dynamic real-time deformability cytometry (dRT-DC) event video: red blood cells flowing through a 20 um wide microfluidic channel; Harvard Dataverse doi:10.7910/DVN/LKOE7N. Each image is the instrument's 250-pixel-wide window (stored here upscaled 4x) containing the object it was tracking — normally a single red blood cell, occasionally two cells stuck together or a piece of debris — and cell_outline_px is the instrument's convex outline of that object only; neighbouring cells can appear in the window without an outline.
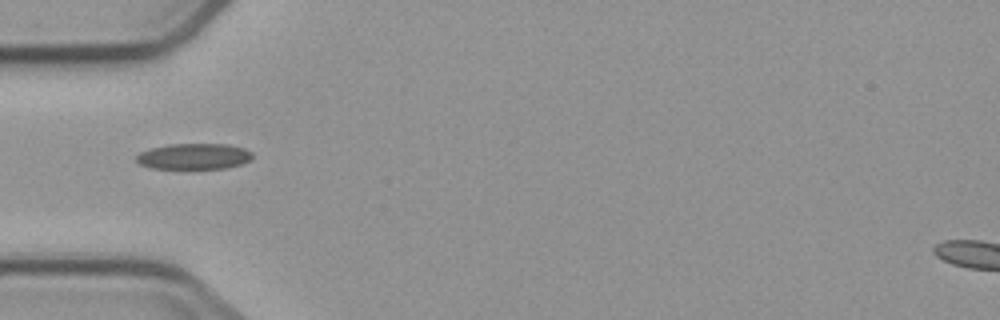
{"species": "common noctule bat (a hibernating species)", "species_latin": "Nyctalus noctula", "temperature_condition": "cold", "stored_images_in_passage": 8, "camera_frame_rate_fps": 3000, "um_per_image_px": 0.085, "animal": {"sex": "male", "body_mass_g": 23.1, "forearm_length_mm": 52.7}, "frame": {"image": 1, "passage_image": 6, "time_ms": 6.0, "image_size_px": [1000, 320], "cell_outline_px": [[252, 160], [240, 164], [224, 168], [152, 168], [140, 164], [136, 160], [136, 156], [140, 152], [152, 148], [168, 144], [228, 144], [244, 148], [252, 152]], "centroid_in_image_um": [16.5, 13.28], "position_along_channel_um": 68.5, "area_um2": 17.4}}
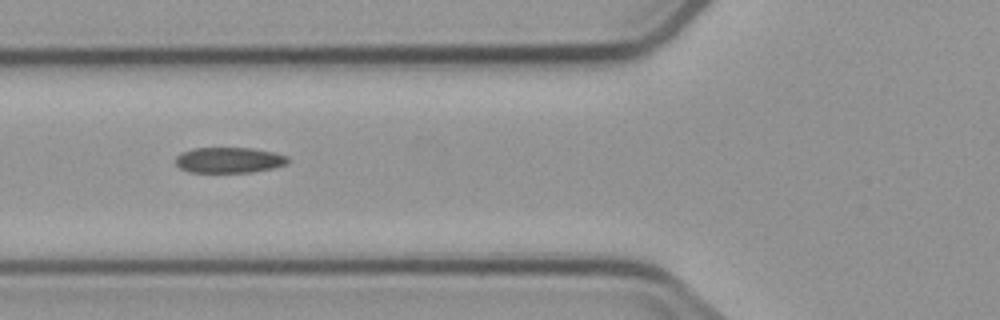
{"frame": {"image": 2, "passage_image": 7, "time_ms": 7.0, "image_size_px": [1000, 320], "cell_outline_px": [[292, 160], [288, 164], [272, 168], [252, 172], [188, 172], [180, 168], [176, 164], [176, 156], [180, 152], [192, 148], [252, 148], [272, 152], [288, 156]], "centroid_in_image_um": [19.48, 13.6], "position_along_channel_um": 106.3, "area_um2": 16.94}}
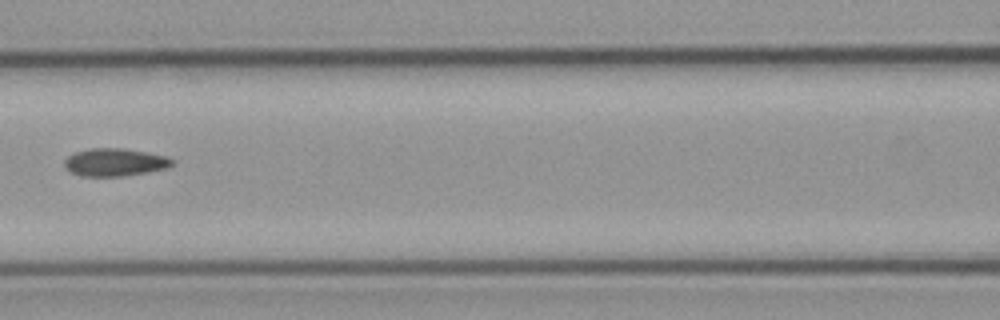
{"frame": {"image": 3, "passage_image": 8, "time_ms": 8.333, "image_size_px": [1000, 320], "cell_outline_px": [[176, 160], [172, 164], [164, 168], [124, 176], [80, 176], [68, 172], [64, 164], [64, 160], [68, 156], [76, 152], [92, 148], [124, 148], [148, 152], [164, 156]], "centroid_in_image_um": [9.71, 13.79], "position_along_channel_um": 156.9, "area_um2": 17.34}}